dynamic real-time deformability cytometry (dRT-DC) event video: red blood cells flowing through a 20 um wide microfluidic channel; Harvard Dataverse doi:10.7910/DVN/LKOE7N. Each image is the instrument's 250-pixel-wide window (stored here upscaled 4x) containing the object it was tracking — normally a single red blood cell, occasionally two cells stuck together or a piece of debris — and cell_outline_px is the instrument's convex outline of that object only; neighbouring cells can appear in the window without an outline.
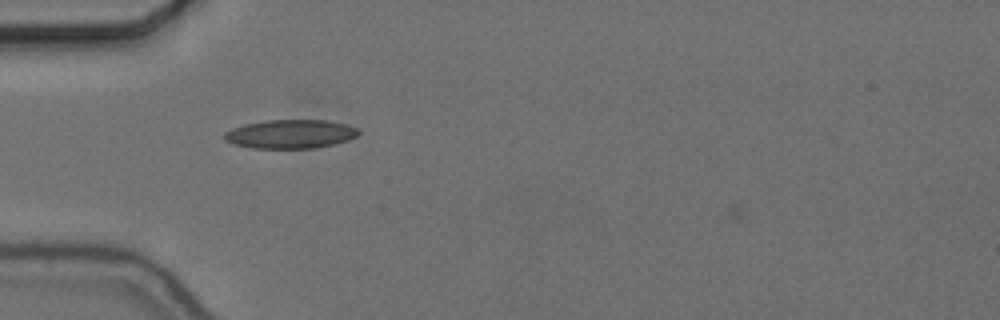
{"species": "common noctule bat (a hibernating species)", "species_latin": "Nyctalus noctula", "temperature_condition": "cold", "stored_images_in_passage": 14, "camera_frame_rate_fps": 3000, "um_per_image_px": 0.085, "animal": {"sex": "female", "body_mass_g": 24.6, "forearm_length_mm": 56.2}, "frame": {"image": 1, "passage_image": 6, "time_ms": 1.667, "image_size_px": [1000, 320], "cell_outline_px": [[360, 132], [356, 136], [348, 140], [336, 144], [316, 148], [252, 148], [232, 144], [224, 140], [224, 132], [232, 128], [244, 124], [264, 120], [328, 120], [348, 124], [356, 128]], "centroid_in_image_um": [24.68, 11.39], "position_along_channel_um": 60.3, "area_um2": 22.77}}
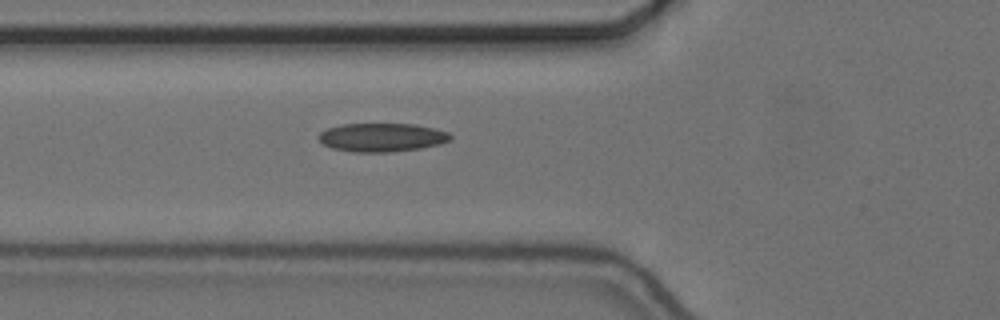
{"frame": {"image": 2, "passage_image": 9, "time_ms": 2.667, "image_size_px": [1000, 320], "cell_outline_px": [[452, 140], [440, 144], [420, 148], [388, 152], [352, 152], [332, 148], [324, 144], [316, 136], [320, 132], [328, 128], [344, 124], [416, 124], [448, 132], [452, 136]], "centroid_in_image_um": [32.46, 11.68], "position_along_channel_um": 93.3, "area_um2": 21.91}}
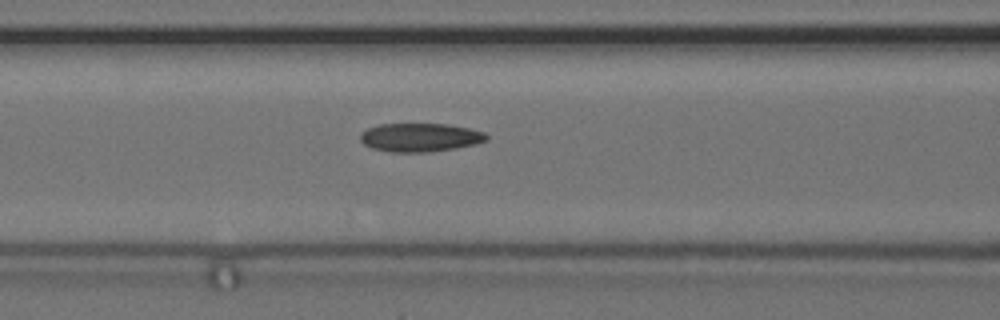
{"frame": {"image": 3, "passage_image": 12, "time_ms": 3.667, "image_size_px": [1000, 320], "cell_outline_px": [[488, 140], [476, 144], [456, 148], [432, 152], [388, 152], [372, 148], [364, 144], [360, 140], [360, 136], [368, 128], [380, 124], [448, 124], [468, 128], [484, 132], [488, 136]], "centroid_in_image_um": [35.73, 11.69], "position_along_channel_um": 130.9, "area_um2": 21.04}}